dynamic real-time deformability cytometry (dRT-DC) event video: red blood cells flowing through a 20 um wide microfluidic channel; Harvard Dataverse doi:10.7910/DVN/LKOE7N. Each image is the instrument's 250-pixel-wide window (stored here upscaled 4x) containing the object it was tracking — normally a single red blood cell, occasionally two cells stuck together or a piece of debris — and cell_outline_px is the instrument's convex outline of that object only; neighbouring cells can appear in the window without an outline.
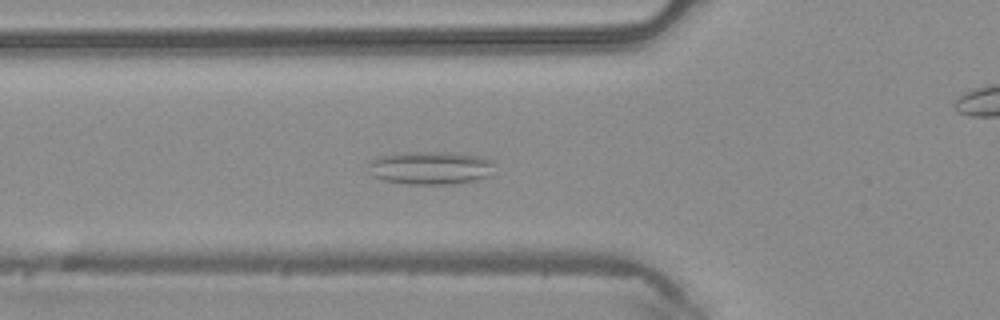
{"species": "common noctule bat (a hibernating species)", "species_latin": "Nyctalus noctula", "temperature_condition": "warm", "stored_images_in_passage": 35, "camera_frame_rate_fps": 3000, "um_per_image_px": 0.085, "animal": {"sex": "male", "body_mass_g": 20.4}, "frame": {"image": 1, "passage_image": 3, "time_ms": 0.667, "image_size_px": [1000, 320], "cell_outline_px": [[492, 176], [476, 180], [452, 184], [408, 184], [384, 180], [372, 176], [368, 164], [372, 160], [380, 156], [400, 152], [444, 152], [480, 156], [492, 160]], "centroid_in_image_um": [36.6, 14.27], "position_along_channel_um": 89.2, "area_um2": 24.39}}
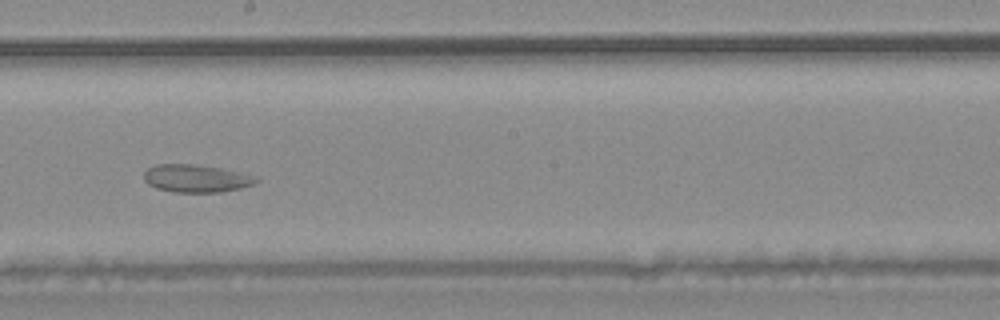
{"frame": {"image": 2, "passage_image": 13, "time_ms": 4.0, "image_size_px": [1000, 320], "cell_outline_px": [[260, 180], [256, 184], [240, 188], [220, 192], [172, 192], [156, 188], [148, 184], [144, 180], [144, 172], [148, 168], [156, 164], [196, 164], [220, 168], [256, 176]], "centroid_in_image_um": [16.67, 15.17], "position_along_channel_um": 231.5, "area_um2": 18.21}}
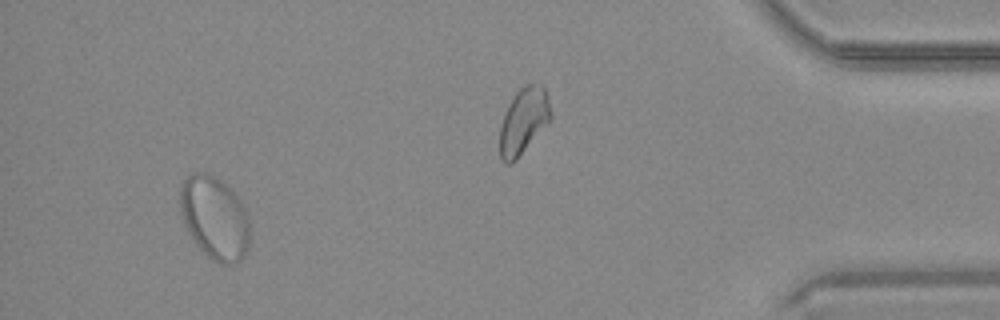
{"frame": {"image": 3, "passage_image": 31, "time_ms": 10.0, "image_size_px": [1000, 320], "cell_outline_px": [[248, 248], [244, 256], [236, 264], [220, 264], [212, 260], [196, 244], [188, 232], [184, 224], [180, 212], [180, 184], [188, 176], [196, 172], [204, 172], [220, 180], [240, 200], [248, 216]], "centroid_in_image_um": [18.22, 18.54], "position_along_channel_um": 417.0, "area_um2": 33.52}}